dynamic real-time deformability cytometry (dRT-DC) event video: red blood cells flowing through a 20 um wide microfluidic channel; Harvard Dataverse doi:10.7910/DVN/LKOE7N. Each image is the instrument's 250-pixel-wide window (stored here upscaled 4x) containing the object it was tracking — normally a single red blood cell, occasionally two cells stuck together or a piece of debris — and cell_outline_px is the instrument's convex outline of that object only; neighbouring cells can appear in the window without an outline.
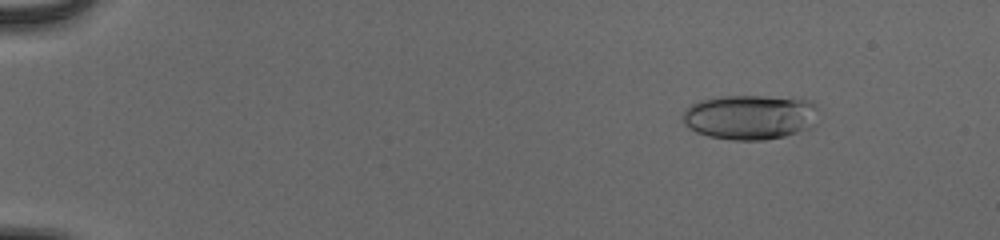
{"species": "human", "species_latin": "Homo sapiens", "temperature_condition": "cold", "stored_images_in_passage": 55, "camera_frame_rate_fps": 3000, "um_per_image_px": 0.085, "donor": {"sex": "male"}, "frame": {"image": 1, "passage_image": 8, "time_ms": 2.333, "image_size_px": [1000, 240], "cell_outline_px": [[816, 108], [812, 128], [784, 136], [764, 140], [732, 140], [708, 136], [696, 132], [688, 128], [684, 124], [684, 108], [700, 100], [720, 96], [764, 96], [812, 100], [816, 104]], "centroid_in_image_um": [63.73, 9.95], "position_along_channel_um": 21.3, "area_um2": 35.49}}
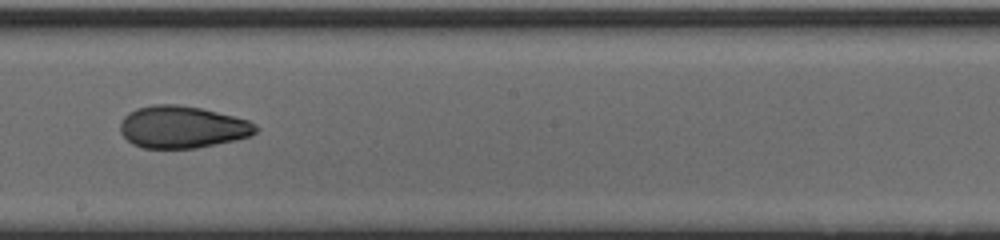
{"frame": {"image": 2, "passage_image": 34, "time_ms": 11.0, "image_size_px": [1000, 240], "cell_outline_px": [[260, 128], [252, 136], [236, 140], [196, 148], [144, 148], [132, 144], [120, 132], [120, 120], [128, 112], [136, 108], [152, 104], [180, 104], [200, 108], [248, 120], [256, 124]], "centroid_in_image_um": [15.49, 10.79], "position_along_channel_um": 232.7, "area_um2": 33.52}}
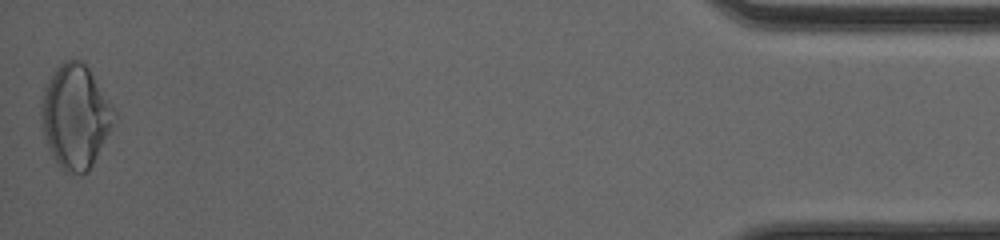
{"frame": {"image": 3, "passage_image": 55, "time_ms": 18.0, "image_size_px": [1000, 240], "cell_outline_px": [[116, 116], [88, 172], [80, 176], [64, 172], [60, 168], [52, 156], [48, 148], [44, 136], [40, 116], [40, 104], [44, 88], [48, 80], [56, 68], [64, 60], [84, 60], [112, 104], [116, 112]], "centroid_in_image_um": [6.38, 9.9], "position_along_channel_um": 428.8, "area_um2": 44.16}, "authors_computed_cell_mechanics": {"area_um2": 33.9286, "velocity_mm_per_s": 3.9192, "shape_relaxation_time_tau1_ms": 8.1037, "shape_relaxation_time_tau2_ms": 1.7846, "deformation_change_tau1": 0.206, "deformation_change_tau2": 0.0726}}